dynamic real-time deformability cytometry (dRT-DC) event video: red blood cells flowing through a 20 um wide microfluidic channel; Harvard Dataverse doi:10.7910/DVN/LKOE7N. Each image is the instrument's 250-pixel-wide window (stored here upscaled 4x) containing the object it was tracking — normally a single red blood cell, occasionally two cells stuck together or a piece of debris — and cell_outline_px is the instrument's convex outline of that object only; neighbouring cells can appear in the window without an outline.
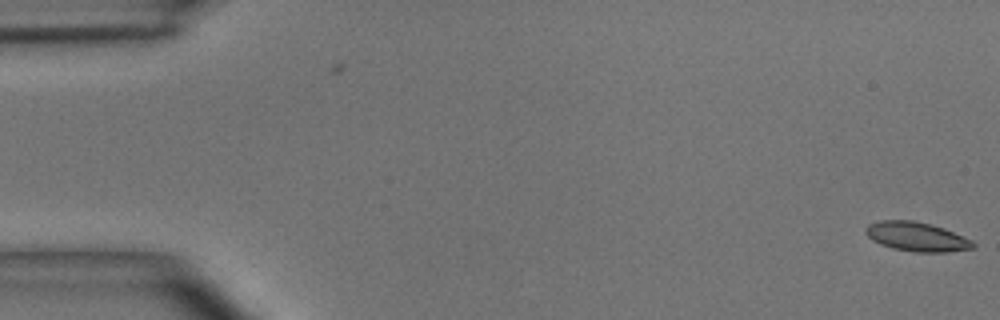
{"species": "common noctule bat (a hibernating species)", "species_latin": "Nyctalus noctula", "temperature_condition": "room temperature", "stored_images_in_passage": 4, "camera_frame_rate_fps": 3000, "um_per_image_px": 0.085, "animal": {"sex": "male", "body_mass_g": 15.6}, "frame": {"image": 1, "passage_image": 4, "time_ms": 1.0, "image_size_px": [1000, 320], "cell_outline_px": [[976, 248], [948, 252], [916, 252], [892, 248], [880, 244], [872, 240], [864, 232], [864, 228], [868, 224], [880, 220], [916, 220], [932, 224], [944, 228], [972, 240], [976, 244]], "centroid_in_image_um": [77.92, 20.11], "position_along_channel_um": 7.1, "area_um2": 18.55}}